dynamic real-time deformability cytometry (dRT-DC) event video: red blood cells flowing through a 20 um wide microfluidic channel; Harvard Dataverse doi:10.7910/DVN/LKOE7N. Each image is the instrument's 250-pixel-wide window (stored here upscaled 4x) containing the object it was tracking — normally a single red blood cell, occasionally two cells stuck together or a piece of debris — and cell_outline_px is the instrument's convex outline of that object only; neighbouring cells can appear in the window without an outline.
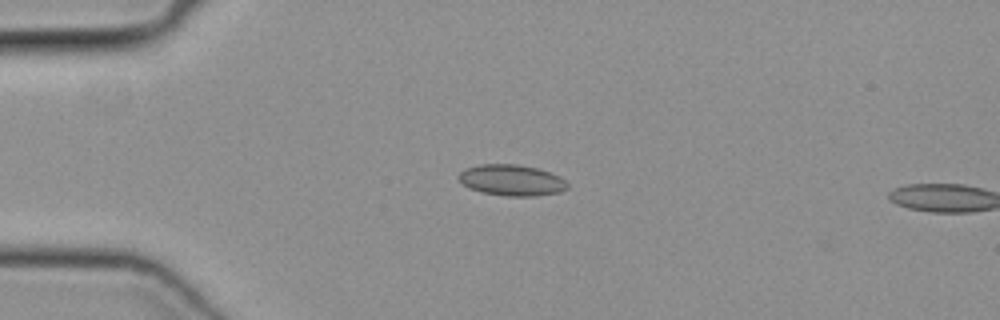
{"species": "common noctule bat (a hibernating species)", "species_latin": "Nyctalus noctula", "temperature_condition": "cold", "stored_images_in_passage": 14, "camera_frame_rate_fps": 3000, "um_per_image_px": 0.085, "animal": {"sex": "female", "body_mass_g": 19.3, "forearm_length_mm": 54.1}, "frame": {"image": 1, "passage_image": 12, "time_ms": 3.667, "image_size_px": [1000, 320], "cell_outline_px": [[568, 188], [560, 192], [536, 196], [504, 196], [480, 192], [468, 188], [456, 176], [464, 168], [480, 164], [516, 164], [536, 168], [560, 176], [568, 184]], "centroid_in_image_um": [43.46, 15.32], "position_along_channel_um": 41.5, "area_um2": 19.83}}